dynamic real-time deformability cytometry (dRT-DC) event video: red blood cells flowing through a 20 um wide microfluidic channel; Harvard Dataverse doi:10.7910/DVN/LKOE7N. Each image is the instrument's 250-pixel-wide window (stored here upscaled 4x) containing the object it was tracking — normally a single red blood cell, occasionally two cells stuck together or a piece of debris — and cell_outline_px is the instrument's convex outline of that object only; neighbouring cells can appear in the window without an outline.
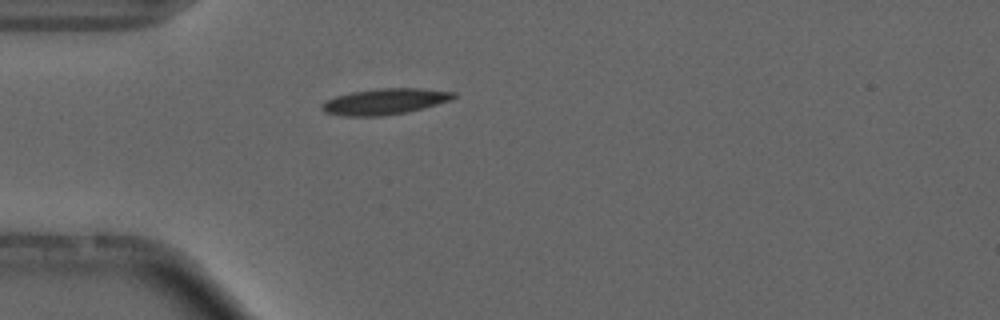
{"species": "common noctule bat (a hibernating species)", "species_latin": "Nyctalus noctula", "temperature_condition": "cold", "stored_images_in_passage": 21, "camera_frame_rate_fps": 3000, "um_per_image_px": 0.085, "animal": {"sex": "male", "forearm_length_mm": 52.5}, "frame": {"image": 1, "passage_image": 1, "time_ms": 0.0, "image_size_px": [1000, 320], "cell_outline_px": [[456, 96], [452, 100], [408, 112], [384, 116], [344, 116], [324, 112], [320, 108], [320, 104], [336, 96], [352, 92], [380, 88], [420, 88], [456, 92]], "centroid_in_image_um": [32.72, 8.63], "position_along_channel_um": 52.3, "area_um2": 20.0}, "authors_computed_cell_mechanics": {"area_um2": 18.5538, "velocity_mm_per_s": 3.6972, "shape_relaxation_time_tau1_ms": 3.1254, "shape_relaxation_time_tau2_ms": null, "deformation_change_tau1": 0.0692, "deformation_change_tau2": null}}